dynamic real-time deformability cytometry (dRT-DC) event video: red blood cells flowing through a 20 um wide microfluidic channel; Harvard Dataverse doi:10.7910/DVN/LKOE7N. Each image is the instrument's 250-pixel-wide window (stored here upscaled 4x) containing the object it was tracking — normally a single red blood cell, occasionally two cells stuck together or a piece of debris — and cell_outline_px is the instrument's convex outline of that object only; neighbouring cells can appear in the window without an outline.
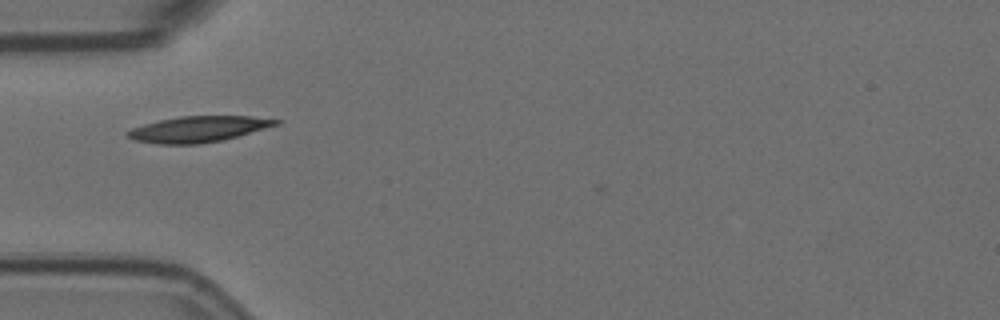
{"species": "Egyptian fruit bat (a non-hibernating species)", "species_latin": "Rousettus aegyptiacus", "temperature_condition": "room temperature", "stored_images_in_passage": 5, "camera_frame_rate_fps": 3000, "um_per_image_px": 0.085, "animal": {"sex": "female"}, "frame": {"image": 1, "passage_image": 1, "time_ms": 0.0, "image_size_px": [1000, 320], "cell_outline_px": [[284, 120], [280, 124], [224, 140], [200, 144], [160, 144], [136, 140], [128, 136], [124, 132], [132, 128], [144, 124], [160, 120], [180, 116], [252, 116]], "centroid_in_image_um": [16.91, 10.97], "position_along_channel_um": 68.1, "area_um2": 22.43}}
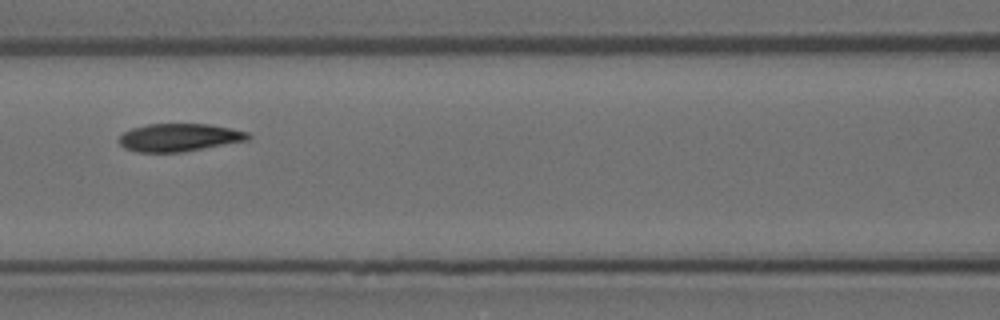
{"frame": {"image": 2, "passage_image": 3, "time_ms": 0.667, "image_size_px": [1000, 320], "cell_outline_px": [[252, 136], [248, 140], [180, 152], [136, 152], [124, 148], [120, 144], [120, 136], [124, 132], [132, 128], [148, 124], [208, 124], [232, 128], [248, 132]], "centroid_in_image_um": [15.24, 11.68], "position_along_channel_um": 151.4, "area_um2": 20.81}}
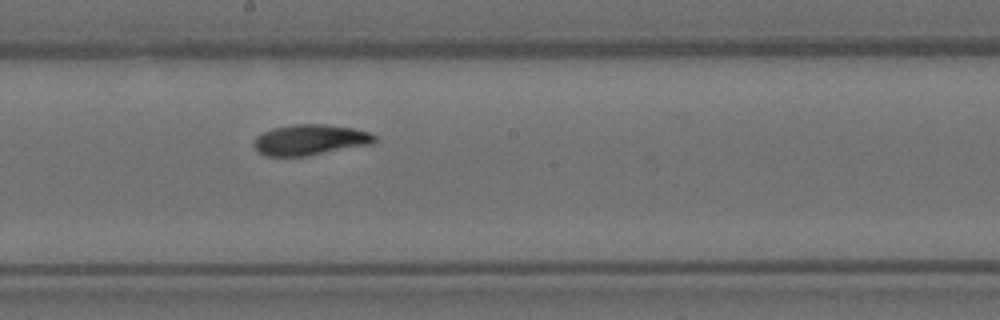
{"frame": {"image": 3, "passage_image": 5, "time_ms": 1.333, "image_size_px": [1000, 320], "cell_outline_px": [[376, 140], [372, 144], [308, 156], [264, 156], [256, 152], [252, 144], [256, 136], [272, 128], [296, 124], [324, 124], [352, 128], [372, 132], [376, 136]], "centroid_in_image_um": [26.34, 11.89], "position_along_channel_um": 221.9, "area_um2": 21.85}}